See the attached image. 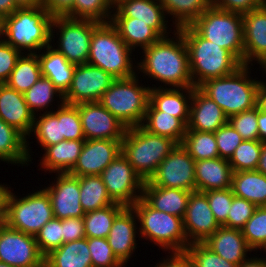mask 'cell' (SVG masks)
Segmentation results:
<instances>
[{"mask_svg": "<svg viewBox=\"0 0 266 267\" xmlns=\"http://www.w3.org/2000/svg\"><path fill=\"white\" fill-rule=\"evenodd\" d=\"M173 35L160 38L143 49V59L137 62V74L142 72L143 77L163 83L164 88L194 87L183 35L177 29Z\"/></svg>", "mask_w": 266, "mask_h": 267, "instance_id": "cell-1", "label": "cell"}, {"mask_svg": "<svg viewBox=\"0 0 266 267\" xmlns=\"http://www.w3.org/2000/svg\"><path fill=\"white\" fill-rule=\"evenodd\" d=\"M185 40L193 86L233 74L242 64L226 49L204 39L191 25L177 29Z\"/></svg>", "mask_w": 266, "mask_h": 267, "instance_id": "cell-2", "label": "cell"}, {"mask_svg": "<svg viewBox=\"0 0 266 267\" xmlns=\"http://www.w3.org/2000/svg\"><path fill=\"white\" fill-rule=\"evenodd\" d=\"M52 19L42 5L17 8L4 17L3 40L22 54H37L51 44Z\"/></svg>", "mask_w": 266, "mask_h": 267, "instance_id": "cell-3", "label": "cell"}, {"mask_svg": "<svg viewBox=\"0 0 266 267\" xmlns=\"http://www.w3.org/2000/svg\"><path fill=\"white\" fill-rule=\"evenodd\" d=\"M251 66L242 65L233 74L204 81L198 88L216 102L229 118L256 107L261 80L251 77Z\"/></svg>", "mask_w": 266, "mask_h": 267, "instance_id": "cell-4", "label": "cell"}, {"mask_svg": "<svg viewBox=\"0 0 266 267\" xmlns=\"http://www.w3.org/2000/svg\"><path fill=\"white\" fill-rule=\"evenodd\" d=\"M132 54L110 22L100 23L92 33L87 63L103 69L115 79L129 78L137 72Z\"/></svg>", "mask_w": 266, "mask_h": 267, "instance_id": "cell-5", "label": "cell"}, {"mask_svg": "<svg viewBox=\"0 0 266 267\" xmlns=\"http://www.w3.org/2000/svg\"><path fill=\"white\" fill-rule=\"evenodd\" d=\"M176 145L171 138L149 133L139 125L127 128L121 142V153L146 181Z\"/></svg>", "mask_w": 266, "mask_h": 267, "instance_id": "cell-6", "label": "cell"}, {"mask_svg": "<svg viewBox=\"0 0 266 267\" xmlns=\"http://www.w3.org/2000/svg\"><path fill=\"white\" fill-rule=\"evenodd\" d=\"M131 208L138 220L139 239L149 240L162 251H186L190 244L186 237L183 218L152 208L142 197Z\"/></svg>", "mask_w": 266, "mask_h": 267, "instance_id": "cell-7", "label": "cell"}, {"mask_svg": "<svg viewBox=\"0 0 266 267\" xmlns=\"http://www.w3.org/2000/svg\"><path fill=\"white\" fill-rule=\"evenodd\" d=\"M139 78L136 73L129 78L115 79L99 100L127 128L142 125L149 104L151 86H142Z\"/></svg>", "mask_w": 266, "mask_h": 267, "instance_id": "cell-8", "label": "cell"}, {"mask_svg": "<svg viewBox=\"0 0 266 267\" xmlns=\"http://www.w3.org/2000/svg\"><path fill=\"white\" fill-rule=\"evenodd\" d=\"M191 26L204 38L228 50L244 65L243 16L210 6Z\"/></svg>", "mask_w": 266, "mask_h": 267, "instance_id": "cell-9", "label": "cell"}, {"mask_svg": "<svg viewBox=\"0 0 266 267\" xmlns=\"http://www.w3.org/2000/svg\"><path fill=\"white\" fill-rule=\"evenodd\" d=\"M12 191L7 199L4 223L12 229L35 236L54 217L50 196L44 188L33 190L22 198Z\"/></svg>", "mask_w": 266, "mask_h": 267, "instance_id": "cell-10", "label": "cell"}, {"mask_svg": "<svg viewBox=\"0 0 266 267\" xmlns=\"http://www.w3.org/2000/svg\"><path fill=\"white\" fill-rule=\"evenodd\" d=\"M99 24L100 22L94 20L74 19L66 16L53 17L51 42L56 41L54 35L58 37L59 41L57 40V44H53L52 47L62 53L71 64H86L90 52L92 33ZM55 31L57 34H54Z\"/></svg>", "mask_w": 266, "mask_h": 267, "instance_id": "cell-11", "label": "cell"}, {"mask_svg": "<svg viewBox=\"0 0 266 267\" xmlns=\"http://www.w3.org/2000/svg\"><path fill=\"white\" fill-rule=\"evenodd\" d=\"M114 203L131 207L142 197L144 180L120 153L100 174Z\"/></svg>", "mask_w": 266, "mask_h": 267, "instance_id": "cell-12", "label": "cell"}, {"mask_svg": "<svg viewBox=\"0 0 266 267\" xmlns=\"http://www.w3.org/2000/svg\"><path fill=\"white\" fill-rule=\"evenodd\" d=\"M195 160L187 150L177 144L170 154L159 164L156 172L148 180L158 187L178 188L194 192Z\"/></svg>", "mask_w": 266, "mask_h": 267, "instance_id": "cell-13", "label": "cell"}, {"mask_svg": "<svg viewBox=\"0 0 266 267\" xmlns=\"http://www.w3.org/2000/svg\"><path fill=\"white\" fill-rule=\"evenodd\" d=\"M114 80L111 74L97 66L89 63L76 65L71 85L63 95L64 103L76 105L83 102H99Z\"/></svg>", "mask_w": 266, "mask_h": 267, "instance_id": "cell-14", "label": "cell"}, {"mask_svg": "<svg viewBox=\"0 0 266 267\" xmlns=\"http://www.w3.org/2000/svg\"><path fill=\"white\" fill-rule=\"evenodd\" d=\"M0 262L13 267H44L35 236L8 227L0 228Z\"/></svg>", "mask_w": 266, "mask_h": 267, "instance_id": "cell-15", "label": "cell"}, {"mask_svg": "<svg viewBox=\"0 0 266 267\" xmlns=\"http://www.w3.org/2000/svg\"><path fill=\"white\" fill-rule=\"evenodd\" d=\"M75 106L78 108L85 140H123L127 127L99 102H83Z\"/></svg>", "mask_w": 266, "mask_h": 267, "instance_id": "cell-16", "label": "cell"}, {"mask_svg": "<svg viewBox=\"0 0 266 267\" xmlns=\"http://www.w3.org/2000/svg\"><path fill=\"white\" fill-rule=\"evenodd\" d=\"M45 190L51 199L53 215L60 220L85 215L80 203L79 177L69 173H56Z\"/></svg>", "mask_w": 266, "mask_h": 267, "instance_id": "cell-17", "label": "cell"}, {"mask_svg": "<svg viewBox=\"0 0 266 267\" xmlns=\"http://www.w3.org/2000/svg\"><path fill=\"white\" fill-rule=\"evenodd\" d=\"M122 140H85L81 154L69 174L81 177L100 175L103 170L121 153Z\"/></svg>", "mask_w": 266, "mask_h": 267, "instance_id": "cell-18", "label": "cell"}, {"mask_svg": "<svg viewBox=\"0 0 266 267\" xmlns=\"http://www.w3.org/2000/svg\"><path fill=\"white\" fill-rule=\"evenodd\" d=\"M34 113L29 109L23 93H20L7 84H0V119L19 131L26 138V150L30 163L33 158L30 155L28 139L34 123ZM32 158V159H31Z\"/></svg>", "mask_w": 266, "mask_h": 267, "instance_id": "cell-19", "label": "cell"}, {"mask_svg": "<svg viewBox=\"0 0 266 267\" xmlns=\"http://www.w3.org/2000/svg\"><path fill=\"white\" fill-rule=\"evenodd\" d=\"M183 227L190 244L203 243L220 227L203 192H191L183 218Z\"/></svg>", "mask_w": 266, "mask_h": 267, "instance_id": "cell-20", "label": "cell"}, {"mask_svg": "<svg viewBox=\"0 0 266 267\" xmlns=\"http://www.w3.org/2000/svg\"><path fill=\"white\" fill-rule=\"evenodd\" d=\"M165 14L159 0H116L111 17H131L134 21L145 22L163 38L174 33L171 32V27L168 28L169 22Z\"/></svg>", "mask_w": 266, "mask_h": 267, "instance_id": "cell-21", "label": "cell"}, {"mask_svg": "<svg viewBox=\"0 0 266 267\" xmlns=\"http://www.w3.org/2000/svg\"><path fill=\"white\" fill-rule=\"evenodd\" d=\"M134 210L126 207L114 220L107 241L117 259L126 267L137 249L138 220ZM137 222V223H136ZM137 234V235H136Z\"/></svg>", "mask_w": 266, "mask_h": 267, "instance_id": "cell-22", "label": "cell"}, {"mask_svg": "<svg viewBox=\"0 0 266 267\" xmlns=\"http://www.w3.org/2000/svg\"><path fill=\"white\" fill-rule=\"evenodd\" d=\"M243 16L244 65H260L266 59V2Z\"/></svg>", "mask_w": 266, "mask_h": 267, "instance_id": "cell-23", "label": "cell"}, {"mask_svg": "<svg viewBox=\"0 0 266 267\" xmlns=\"http://www.w3.org/2000/svg\"><path fill=\"white\" fill-rule=\"evenodd\" d=\"M151 87L147 111H164L179 118L186 126L189 121L190 103L193 87L164 88L163 85Z\"/></svg>", "mask_w": 266, "mask_h": 267, "instance_id": "cell-24", "label": "cell"}, {"mask_svg": "<svg viewBox=\"0 0 266 267\" xmlns=\"http://www.w3.org/2000/svg\"><path fill=\"white\" fill-rule=\"evenodd\" d=\"M226 123L228 117L221 107L198 87H193L187 130L215 132Z\"/></svg>", "mask_w": 266, "mask_h": 267, "instance_id": "cell-25", "label": "cell"}, {"mask_svg": "<svg viewBox=\"0 0 266 267\" xmlns=\"http://www.w3.org/2000/svg\"><path fill=\"white\" fill-rule=\"evenodd\" d=\"M203 244L227 261L240 265L253 250L248 246L240 229L220 226Z\"/></svg>", "mask_w": 266, "mask_h": 267, "instance_id": "cell-26", "label": "cell"}, {"mask_svg": "<svg viewBox=\"0 0 266 267\" xmlns=\"http://www.w3.org/2000/svg\"><path fill=\"white\" fill-rule=\"evenodd\" d=\"M196 191L231 188L233 170L228 160L220 157L195 161Z\"/></svg>", "mask_w": 266, "mask_h": 267, "instance_id": "cell-27", "label": "cell"}, {"mask_svg": "<svg viewBox=\"0 0 266 267\" xmlns=\"http://www.w3.org/2000/svg\"><path fill=\"white\" fill-rule=\"evenodd\" d=\"M191 191L144 182L142 198L155 210L184 218Z\"/></svg>", "mask_w": 266, "mask_h": 267, "instance_id": "cell-28", "label": "cell"}, {"mask_svg": "<svg viewBox=\"0 0 266 267\" xmlns=\"http://www.w3.org/2000/svg\"><path fill=\"white\" fill-rule=\"evenodd\" d=\"M42 51V53L41 51L38 53L42 76L49 78L64 95L71 85L76 65L71 64L62 53L53 48L52 42Z\"/></svg>", "mask_w": 266, "mask_h": 267, "instance_id": "cell-29", "label": "cell"}, {"mask_svg": "<svg viewBox=\"0 0 266 267\" xmlns=\"http://www.w3.org/2000/svg\"><path fill=\"white\" fill-rule=\"evenodd\" d=\"M85 140H63L44 149L40 168L49 173H69L81 154Z\"/></svg>", "mask_w": 266, "mask_h": 267, "instance_id": "cell-30", "label": "cell"}, {"mask_svg": "<svg viewBox=\"0 0 266 267\" xmlns=\"http://www.w3.org/2000/svg\"><path fill=\"white\" fill-rule=\"evenodd\" d=\"M110 23L132 51L143 50L161 38L148 24L131 17H111Z\"/></svg>", "mask_w": 266, "mask_h": 267, "instance_id": "cell-31", "label": "cell"}, {"mask_svg": "<svg viewBox=\"0 0 266 267\" xmlns=\"http://www.w3.org/2000/svg\"><path fill=\"white\" fill-rule=\"evenodd\" d=\"M44 267H92L87 238L64 243L44 257Z\"/></svg>", "mask_w": 266, "mask_h": 267, "instance_id": "cell-32", "label": "cell"}, {"mask_svg": "<svg viewBox=\"0 0 266 267\" xmlns=\"http://www.w3.org/2000/svg\"><path fill=\"white\" fill-rule=\"evenodd\" d=\"M231 189L234 196L257 207L266 205V175L257 170L233 172Z\"/></svg>", "mask_w": 266, "mask_h": 267, "instance_id": "cell-33", "label": "cell"}, {"mask_svg": "<svg viewBox=\"0 0 266 267\" xmlns=\"http://www.w3.org/2000/svg\"><path fill=\"white\" fill-rule=\"evenodd\" d=\"M0 160L17 166H28L30 162L26 150V138L2 119H0Z\"/></svg>", "mask_w": 266, "mask_h": 267, "instance_id": "cell-34", "label": "cell"}, {"mask_svg": "<svg viewBox=\"0 0 266 267\" xmlns=\"http://www.w3.org/2000/svg\"><path fill=\"white\" fill-rule=\"evenodd\" d=\"M141 126L149 133L171 138L177 144L182 143L187 130L179 118L164 111H146Z\"/></svg>", "mask_w": 266, "mask_h": 267, "instance_id": "cell-35", "label": "cell"}, {"mask_svg": "<svg viewBox=\"0 0 266 267\" xmlns=\"http://www.w3.org/2000/svg\"><path fill=\"white\" fill-rule=\"evenodd\" d=\"M167 17L173 18L174 29L191 25L211 6V0H159ZM175 20V21H174Z\"/></svg>", "mask_w": 266, "mask_h": 267, "instance_id": "cell-36", "label": "cell"}, {"mask_svg": "<svg viewBox=\"0 0 266 267\" xmlns=\"http://www.w3.org/2000/svg\"><path fill=\"white\" fill-rule=\"evenodd\" d=\"M80 203L85 213L114 204L100 175L79 177Z\"/></svg>", "mask_w": 266, "mask_h": 267, "instance_id": "cell-37", "label": "cell"}, {"mask_svg": "<svg viewBox=\"0 0 266 267\" xmlns=\"http://www.w3.org/2000/svg\"><path fill=\"white\" fill-rule=\"evenodd\" d=\"M42 77L37 54L24 53L18 58L15 68L5 84L14 90L25 93Z\"/></svg>", "mask_w": 266, "mask_h": 267, "instance_id": "cell-38", "label": "cell"}, {"mask_svg": "<svg viewBox=\"0 0 266 267\" xmlns=\"http://www.w3.org/2000/svg\"><path fill=\"white\" fill-rule=\"evenodd\" d=\"M23 95L29 109L34 115L44 110V112H49L48 110L52 112L53 101H57V99L64 101L63 94L54 86L49 78L44 76L40 77Z\"/></svg>", "mask_w": 266, "mask_h": 267, "instance_id": "cell-39", "label": "cell"}, {"mask_svg": "<svg viewBox=\"0 0 266 267\" xmlns=\"http://www.w3.org/2000/svg\"><path fill=\"white\" fill-rule=\"evenodd\" d=\"M114 203L102 209L85 213L83 216L86 238H107L115 218L125 209Z\"/></svg>", "mask_w": 266, "mask_h": 267, "instance_id": "cell-40", "label": "cell"}, {"mask_svg": "<svg viewBox=\"0 0 266 267\" xmlns=\"http://www.w3.org/2000/svg\"><path fill=\"white\" fill-rule=\"evenodd\" d=\"M30 135L35 136L42 150L63 141L64 135H62L61 121L58 119V108L56 111L54 109L52 112L36 114Z\"/></svg>", "mask_w": 266, "mask_h": 267, "instance_id": "cell-41", "label": "cell"}, {"mask_svg": "<svg viewBox=\"0 0 266 267\" xmlns=\"http://www.w3.org/2000/svg\"><path fill=\"white\" fill-rule=\"evenodd\" d=\"M181 145L195 161L219 157L214 132L186 130V134Z\"/></svg>", "mask_w": 266, "mask_h": 267, "instance_id": "cell-42", "label": "cell"}, {"mask_svg": "<svg viewBox=\"0 0 266 267\" xmlns=\"http://www.w3.org/2000/svg\"><path fill=\"white\" fill-rule=\"evenodd\" d=\"M113 10V0H74L73 8L65 16L107 23L110 22Z\"/></svg>", "mask_w": 266, "mask_h": 267, "instance_id": "cell-43", "label": "cell"}, {"mask_svg": "<svg viewBox=\"0 0 266 267\" xmlns=\"http://www.w3.org/2000/svg\"><path fill=\"white\" fill-rule=\"evenodd\" d=\"M261 151L260 140H243L228 160L233 172L256 170Z\"/></svg>", "mask_w": 266, "mask_h": 267, "instance_id": "cell-44", "label": "cell"}, {"mask_svg": "<svg viewBox=\"0 0 266 267\" xmlns=\"http://www.w3.org/2000/svg\"><path fill=\"white\" fill-rule=\"evenodd\" d=\"M248 246L254 251L266 248V207H257L241 229Z\"/></svg>", "mask_w": 266, "mask_h": 267, "instance_id": "cell-45", "label": "cell"}, {"mask_svg": "<svg viewBox=\"0 0 266 267\" xmlns=\"http://www.w3.org/2000/svg\"><path fill=\"white\" fill-rule=\"evenodd\" d=\"M57 102L58 119L61 121L64 140H85L78 108L75 105L66 104L64 101Z\"/></svg>", "mask_w": 266, "mask_h": 267, "instance_id": "cell-46", "label": "cell"}, {"mask_svg": "<svg viewBox=\"0 0 266 267\" xmlns=\"http://www.w3.org/2000/svg\"><path fill=\"white\" fill-rule=\"evenodd\" d=\"M38 249L45 257L63 244V219L53 217L35 235Z\"/></svg>", "mask_w": 266, "mask_h": 267, "instance_id": "cell-47", "label": "cell"}, {"mask_svg": "<svg viewBox=\"0 0 266 267\" xmlns=\"http://www.w3.org/2000/svg\"><path fill=\"white\" fill-rule=\"evenodd\" d=\"M92 267H125L114 255L107 238H87Z\"/></svg>", "mask_w": 266, "mask_h": 267, "instance_id": "cell-48", "label": "cell"}, {"mask_svg": "<svg viewBox=\"0 0 266 267\" xmlns=\"http://www.w3.org/2000/svg\"><path fill=\"white\" fill-rule=\"evenodd\" d=\"M186 251L191 256L194 267H238L212 252L203 243H191Z\"/></svg>", "mask_w": 266, "mask_h": 267, "instance_id": "cell-49", "label": "cell"}, {"mask_svg": "<svg viewBox=\"0 0 266 267\" xmlns=\"http://www.w3.org/2000/svg\"><path fill=\"white\" fill-rule=\"evenodd\" d=\"M203 193L207 196L208 204L216 222L219 226H223L227 221L234 196L232 189L210 190Z\"/></svg>", "mask_w": 266, "mask_h": 267, "instance_id": "cell-50", "label": "cell"}, {"mask_svg": "<svg viewBox=\"0 0 266 267\" xmlns=\"http://www.w3.org/2000/svg\"><path fill=\"white\" fill-rule=\"evenodd\" d=\"M228 123L241 135L243 140H259L257 107L229 117Z\"/></svg>", "mask_w": 266, "mask_h": 267, "instance_id": "cell-51", "label": "cell"}, {"mask_svg": "<svg viewBox=\"0 0 266 267\" xmlns=\"http://www.w3.org/2000/svg\"><path fill=\"white\" fill-rule=\"evenodd\" d=\"M257 206L244 198L233 196L230 211L226 223L227 228L242 229L245 223L252 217Z\"/></svg>", "mask_w": 266, "mask_h": 267, "instance_id": "cell-52", "label": "cell"}, {"mask_svg": "<svg viewBox=\"0 0 266 267\" xmlns=\"http://www.w3.org/2000/svg\"><path fill=\"white\" fill-rule=\"evenodd\" d=\"M217 141L219 157L229 160L235 149L243 141L241 135L229 124L221 126L214 132Z\"/></svg>", "mask_w": 266, "mask_h": 267, "instance_id": "cell-53", "label": "cell"}, {"mask_svg": "<svg viewBox=\"0 0 266 267\" xmlns=\"http://www.w3.org/2000/svg\"><path fill=\"white\" fill-rule=\"evenodd\" d=\"M21 54L3 39L0 40V84L7 82Z\"/></svg>", "mask_w": 266, "mask_h": 267, "instance_id": "cell-54", "label": "cell"}, {"mask_svg": "<svg viewBox=\"0 0 266 267\" xmlns=\"http://www.w3.org/2000/svg\"><path fill=\"white\" fill-rule=\"evenodd\" d=\"M266 0H211V6L241 15L260 8Z\"/></svg>", "mask_w": 266, "mask_h": 267, "instance_id": "cell-55", "label": "cell"}, {"mask_svg": "<svg viewBox=\"0 0 266 267\" xmlns=\"http://www.w3.org/2000/svg\"><path fill=\"white\" fill-rule=\"evenodd\" d=\"M86 238L83 217L63 219V244Z\"/></svg>", "mask_w": 266, "mask_h": 267, "instance_id": "cell-56", "label": "cell"}, {"mask_svg": "<svg viewBox=\"0 0 266 267\" xmlns=\"http://www.w3.org/2000/svg\"><path fill=\"white\" fill-rule=\"evenodd\" d=\"M170 254L166 259L155 263L154 267H194L193 260L187 251H171Z\"/></svg>", "mask_w": 266, "mask_h": 267, "instance_id": "cell-57", "label": "cell"}, {"mask_svg": "<svg viewBox=\"0 0 266 267\" xmlns=\"http://www.w3.org/2000/svg\"><path fill=\"white\" fill-rule=\"evenodd\" d=\"M74 0H42L41 5L52 17L65 16L73 8Z\"/></svg>", "mask_w": 266, "mask_h": 267, "instance_id": "cell-58", "label": "cell"}, {"mask_svg": "<svg viewBox=\"0 0 266 267\" xmlns=\"http://www.w3.org/2000/svg\"><path fill=\"white\" fill-rule=\"evenodd\" d=\"M0 183V219L5 222L6 210H7V199L11 191V187Z\"/></svg>", "mask_w": 266, "mask_h": 267, "instance_id": "cell-59", "label": "cell"}, {"mask_svg": "<svg viewBox=\"0 0 266 267\" xmlns=\"http://www.w3.org/2000/svg\"><path fill=\"white\" fill-rule=\"evenodd\" d=\"M256 107L259 111L266 113V83L264 80L260 82L257 89Z\"/></svg>", "mask_w": 266, "mask_h": 267, "instance_id": "cell-60", "label": "cell"}, {"mask_svg": "<svg viewBox=\"0 0 266 267\" xmlns=\"http://www.w3.org/2000/svg\"><path fill=\"white\" fill-rule=\"evenodd\" d=\"M257 124L259 132V140L266 142V113H263L257 108Z\"/></svg>", "mask_w": 266, "mask_h": 267, "instance_id": "cell-61", "label": "cell"}, {"mask_svg": "<svg viewBox=\"0 0 266 267\" xmlns=\"http://www.w3.org/2000/svg\"><path fill=\"white\" fill-rule=\"evenodd\" d=\"M17 8H19L14 0H0V16L3 18L11 15Z\"/></svg>", "mask_w": 266, "mask_h": 267, "instance_id": "cell-62", "label": "cell"}, {"mask_svg": "<svg viewBox=\"0 0 266 267\" xmlns=\"http://www.w3.org/2000/svg\"><path fill=\"white\" fill-rule=\"evenodd\" d=\"M259 256L248 257L238 267H266V258Z\"/></svg>", "mask_w": 266, "mask_h": 267, "instance_id": "cell-63", "label": "cell"}, {"mask_svg": "<svg viewBox=\"0 0 266 267\" xmlns=\"http://www.w3.org/2000/svg\"><path fill=\"white\" fill-rule=\"evenodd\" d=\"M256 170L266 175V142H262V151Z\"/></svg>", "mask_w": 266, "mask_h": 267, "instance_id": "cell-64", "label": "cell"}, {"mask_svg": "<svg viewBox=\"0 0 266 267\" xmlns=\"http://www.w3.org/2000/svg\"><path fill=\"white\" fill-rule=\"evenodd\" d=\"M42 0H14L19 8L40 6Z\"/></svg>", "mask_w": 266, "mask_h": 267, "instance_id": "cell-65", "label": "cell"}, {"mask_svg": "<svg viewBox=\"0 0 266 267\" xmlns=\"http://www.w3.org/2000/svg\"><path fill=\"white\" fill-rule=\"evenodd\" d=\"M4 18L0 16V40L3 39Z\"/></svg>", "mask_w": 266, "mask_h": 267, "instance_id": "cell-66", "label": "cell"}, {"mask_svg": "<svg viewBox=\"0 0 266 267\" xmlns=\"http://www.w3.org/2000/svg\"><path fill=\"white\" fill-rule=\"evenodd\" d=\"M260 68H262L261 70H263L262 71L263 75H264V72L266 74V59L260 64L259 69Z\"/></svg>", "mask_w": 266, "mask_h": 267, "instance_id": "cell-67", "label": "cell"}, {"mask_svg": "<svg viewBox=\"0 0 266 267\" xmlns=\"http://www.w3.org/2000/svg\"><path fill=\"white\" fill-rule=\"evenodd\" d=\"M0 267H13V266L6 264V263H3V262H0Z\"/></svg>", "mask_w": 266, "mask_h": 267, "instance_id": "cell-68", "label": "cell"}, {"mask_svg": "<svg viewBox=\"0 0 266 267\" xmlns=\"http://www.w3.org/2000/svg\"><path fill=\"white\" fill-rule=\"evenodd\" d=\"M4 221L0 219V228L3 226Z\"/></svg>", "mask_w": 266, "mask_h": 267, "instance_id": "cell-69", "label": "cell"}]
</instances>
